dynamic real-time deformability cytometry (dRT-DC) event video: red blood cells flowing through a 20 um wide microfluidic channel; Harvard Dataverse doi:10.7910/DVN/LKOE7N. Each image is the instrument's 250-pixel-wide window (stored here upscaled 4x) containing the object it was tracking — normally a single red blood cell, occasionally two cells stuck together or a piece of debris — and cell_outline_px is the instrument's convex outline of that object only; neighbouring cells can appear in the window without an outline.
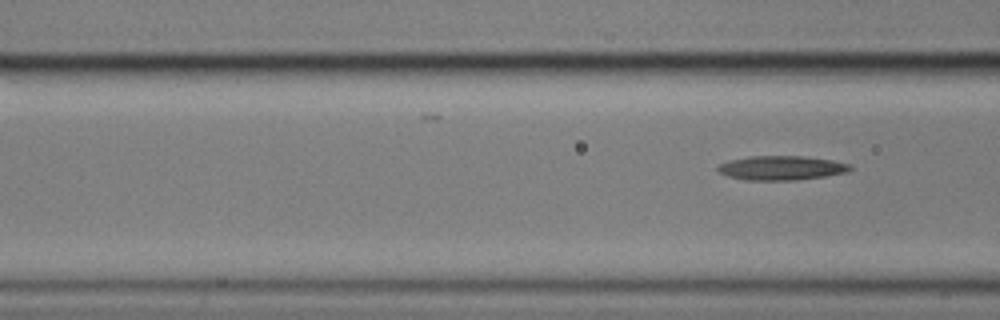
{"species": "common noctule bat (a hibernating species)", "species_latin": "Nyctalus noctula", "temperature_condition": "cold", "stored_images_in_passage": 3, "segment_of_instrument_passage": [2, 2], "camera_frame_rate_fps": 3000, "um_per_image_px": 0.085, "animal": {"sex": "male", "body_mass_g": 17.9}, "frame": {"image": 1, "passage_image": 3, "time_ms": 0.667, "image_size_px": [1000, 320], "cell_outline_px": [[852, 168], [848, 172], [824, 176], [796, 180], [744, 180], [728, 176], [720, 172], [716, 168], [720, 164], [728, 160], [748, 156], [804, 156], [832, 160], [852, 164]], "centroid_in_image_um": [66.42, 14.27], "position_along_channel_um": 100.2, "area_um2": 18.79}}